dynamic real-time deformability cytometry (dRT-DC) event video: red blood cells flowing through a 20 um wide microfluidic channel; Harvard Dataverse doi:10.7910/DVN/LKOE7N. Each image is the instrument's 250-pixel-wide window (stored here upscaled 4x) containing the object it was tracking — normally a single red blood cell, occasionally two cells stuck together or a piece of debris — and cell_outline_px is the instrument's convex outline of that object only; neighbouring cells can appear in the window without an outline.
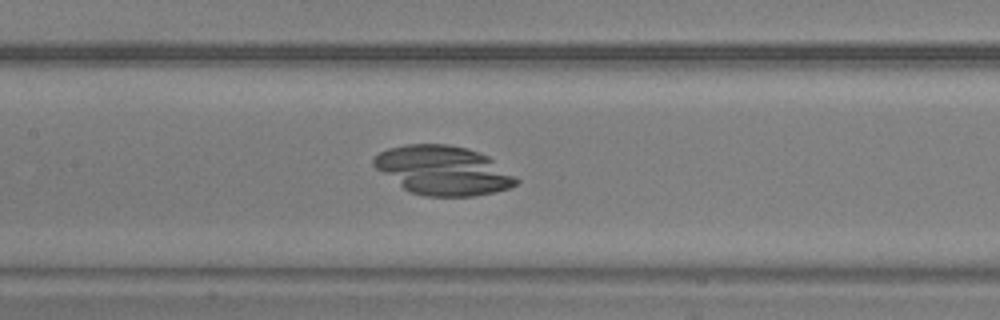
{"species": "common noctule bat (a hibernating species)", "species_latin": "Nyctalus noctula", "temperature_condition": "warm", "stored_images_in_passage": 45, "camera_frame_rate_fps": 3000, "um_per_image_px": 0.085, "animal": {"sex": "male", "body_mass_g": 20.5, "forearm_length_mm": 52.5}, "frame": {"image": 1, "passage_image": 21, "time_ms": 6.667, "image_size_px": [1000, 320], "cell_outline_px": [[520, 180], [512, 188], [496, 192], [476, 196], [424, 196], [408, 192], [376, 168], [372, 164], [372, 160], [380, 152], [388, 148], [404, 144], [448, 144], [480, 152], [488, 156], [516, 176]], "centroid_in_image_um": [37.69, 14.49], "position_along_channel_um": 169.7, "area_um2": 40.92}}
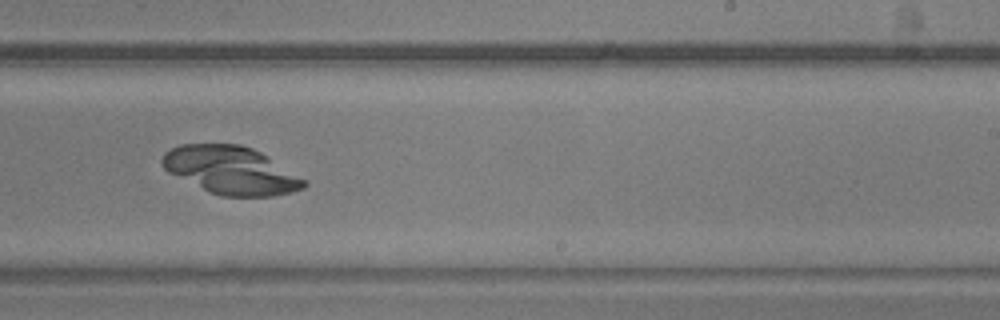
{"frame": {"image": 2, "passage_image": 28, "time_ms": 9.0, "image_size_px": [1000, 320], "cell_outline_px": [[308, 184], [304, 188], [272, 196], [220, 196], [208, 192], [168, 172], [160, 164], [160, 160], [164, 152], [180, 144], [240, 144], [252, 148], [260, 152], [308, 180]], "centroid_in_image_um": [19.61, 14.47], "position_along_channel_um": 269.4, "area_um2": 39.59}}